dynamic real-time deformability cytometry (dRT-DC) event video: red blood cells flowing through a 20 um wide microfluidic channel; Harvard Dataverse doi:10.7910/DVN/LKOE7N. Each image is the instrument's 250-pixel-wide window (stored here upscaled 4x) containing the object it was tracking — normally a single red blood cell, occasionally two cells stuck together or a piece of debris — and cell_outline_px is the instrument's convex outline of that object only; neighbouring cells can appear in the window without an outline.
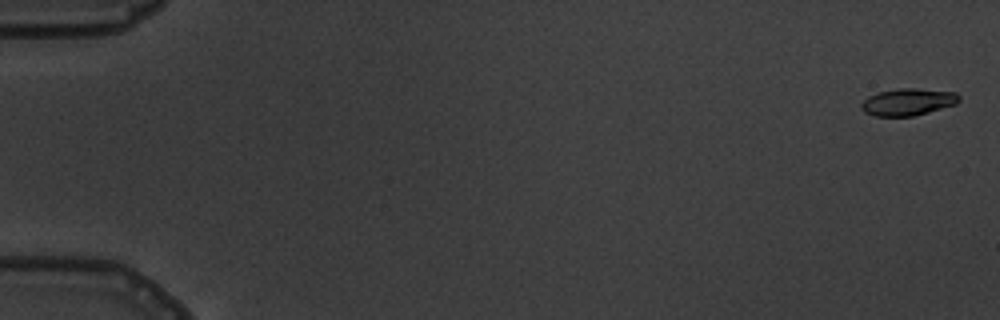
{"species": "common noctule bat (a hibernating species)", "species_latin": "Nyctalus noctula", "temperature_condition": "warm", "stored_images_in_passage": 6, "camera_frame_rate_fps": 3000, "um_per_image_px": 0.085, "animal": {"sex": "male", "body_mass_g": 19.5, "forearm_length_mm": 54.6}, "frame": {"image": 1, "passage_image": 1, "time_ms": 0.0, "image_size_px": [1000, 320], "cell_outline_px": [[960, 100], [956, 104], [928, 112], [912, 116], [876, 116], [864, 112], [860, 108], [860, 104], [868, 96], [880, 92], [900, 88], [916, 88], [956, 92], [960, 96]], "centroid_in_image_um": [77.18, 8.66], "position_along_channel_um": 7.8, "area_um2": 15.37}}